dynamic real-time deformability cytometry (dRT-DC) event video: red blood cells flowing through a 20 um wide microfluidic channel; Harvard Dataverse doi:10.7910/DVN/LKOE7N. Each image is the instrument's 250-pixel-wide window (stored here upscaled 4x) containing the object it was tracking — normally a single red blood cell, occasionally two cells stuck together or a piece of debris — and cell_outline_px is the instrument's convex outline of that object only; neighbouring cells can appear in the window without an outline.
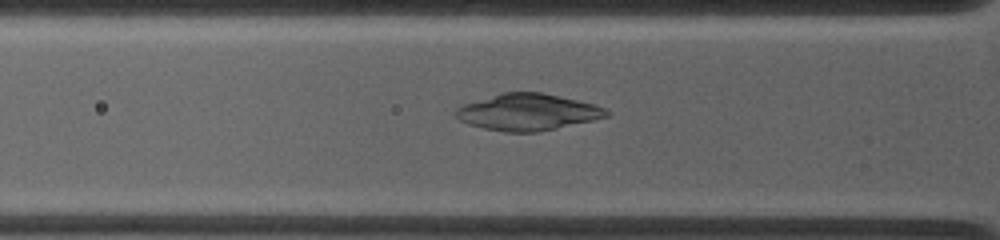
{"species": "common noctule bat (a hibernating species)", "species_latin": "Nyctalus noctula", "temperature_condition": "warm", "stored_images_in_passage": 8, "camera_frame_rate_fps": 4500, "um_per_image_px": 0.085, "animal": {"sex": "female", "body_mass_g": 19.0, "forearm_length_mm": 53.3}, "frame": {"image": 1, "passage_image": 4, "time_ms": 2.444, "image_size_px": [1000, 240], "cell_outline_px": [[612, 112], [608, 116], [592, 120], [556, 128], [536, 132], [504, 132], [484, 128], [468, 124], [460, 120], [456, 116], [456, 108], [464, 104], [500, 92], [544, 92], [596, 104]], "centroid_in_image_um": [44.87, 9.51], "position_along_channel_um": 80.9, "area_um2": 32.14}}
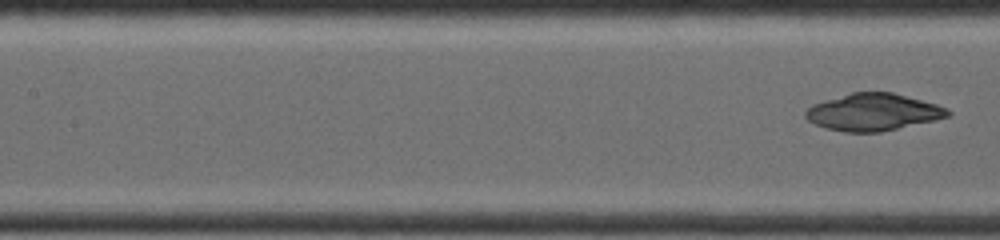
{"frame": {"image": 2, "passage_image": 8, "time_ms": 3.778, "image_size_px": [1000, 240], "cell_outline_px": [[952, 116], [936, 120], [880, 132], [844, 132], [824, 128], [808, 120], [804, 116], [804, 112], [812, 104], [824, 100], [852, 92], [892, 92], [936, 104], [948, 108], [952, 112]], "centroid_in_image_um": [74.23, 9.53], "position_along_channel_um": 133.2, "area_um2": 30.87}}